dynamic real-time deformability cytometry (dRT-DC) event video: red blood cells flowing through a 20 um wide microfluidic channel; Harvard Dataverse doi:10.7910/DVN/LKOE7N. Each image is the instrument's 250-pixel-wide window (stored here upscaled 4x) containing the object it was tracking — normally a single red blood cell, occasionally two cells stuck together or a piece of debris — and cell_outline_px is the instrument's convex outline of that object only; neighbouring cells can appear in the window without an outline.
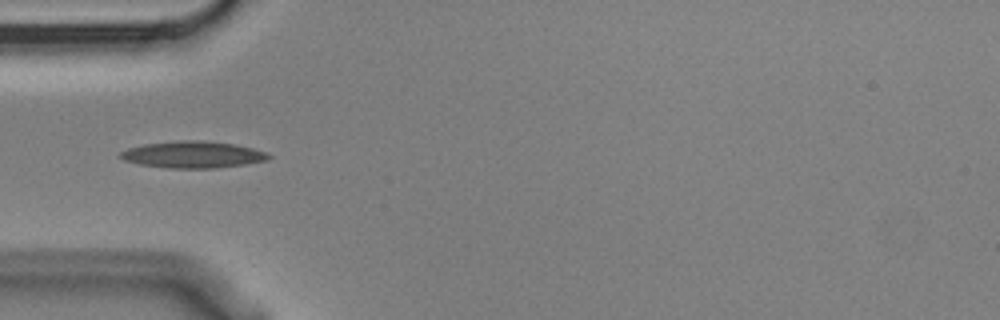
{"species": "Egyptian fruit bat (a non-hibernating species)", "species_latin": "Rousettus aegyptiacus", "temperature_condition": "cold", "stored_images_in_passage": 4, "camera_frame_rate_fps": 3000, "um_per_image_px": 0.085, "animal": {"sex": "male"}, "frame": {"image": 1, "passage_image": 1, "time_ms": 0.0, "image_size_px": [1000, 320], "cell_outline_px": [[272, 156], [268, 160], [244, 164], [212, 168], [168, 168], [140, 164], [124, 160], [116, 156], [120, 152], [128, 148], [144, 144], [184, 140], [200, 140], [232, 144], [252, 148], [264, 152]], "centroid_in_image_um": [16.34, 13.14], "position_along_channel_um": 68.7, "area_um2": 22.83}}
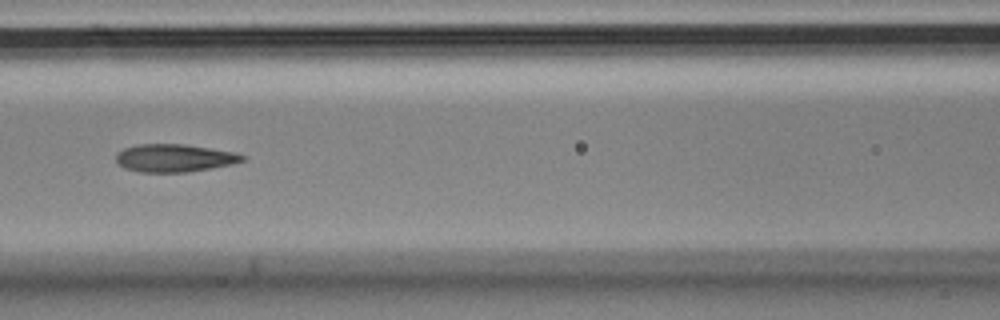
{"frame": {"image": 2, "passage_image": 3, "time_ms": 0.667, "image_size_px": [1000, 320], "cell_outline_px": [[248, 156], [244, 160], [232, 164], [188, 172], [140, 172], [124, 168], [116, 160], [116, 152], [124, 148], [136, 144], [184, 144], [236, 152]], "centroid_in_image_um": [14.83, 13.42], "position_along_channel_um": 151.8, "area_um2": 20.58}}
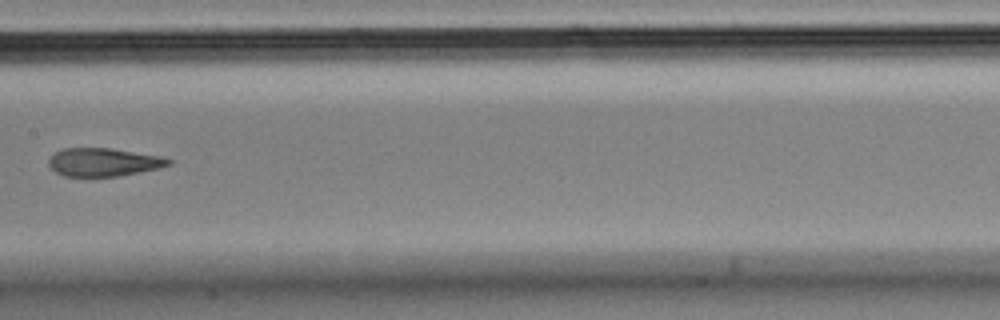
{"frame": {"image": 3, "passage_image": 4, "time_ms": 1.0, "image_size_px": [1000, 320], "cell_outline_px": [[172, 164], [160, 168], [116, 176], [64, 176], [56, 172], [48, 164], [48, 160], [56, 152], [64, 148], [112, 148], [160, 156], [172, 160]], "centroid_in_image_um": [8.81, 13.78], "position_along_channel_um": 198.6, "area_um2": 19.54}}